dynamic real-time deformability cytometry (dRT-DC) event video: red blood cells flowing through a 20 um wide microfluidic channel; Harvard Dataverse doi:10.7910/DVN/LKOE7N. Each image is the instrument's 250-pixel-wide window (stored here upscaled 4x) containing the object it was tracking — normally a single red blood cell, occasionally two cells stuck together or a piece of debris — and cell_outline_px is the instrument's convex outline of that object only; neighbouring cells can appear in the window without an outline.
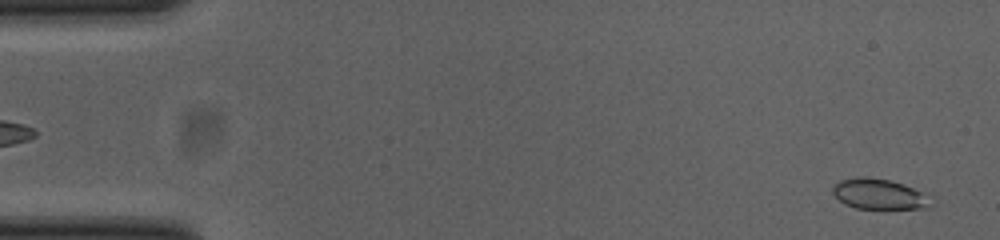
{"species": "common noctule bat (a hibernating species)", "species_latin": "Nyctalus noctula", "temperature_condition": "cold", "stored_images_in_passage": 52, "camera_frame_rate_fps": 3000, "um_per_image_px": 0.085, "animal": {"sex": "female", "body_mass_g": 23.0, "forearm_length_mm": 53.4}, "frame": {"image": 1, "passage_image": 2, "time_ms": 0.333, "image_size_px": [1000, 240], "cell_outline_px": [[932, 196], [928, 208], [856, 208], [844, 204], [832, 192], [832, 188], [840, 180], [860, 176], [868, 176], [888, 180], [904, 184]], "centroid_in_image_um": [74.73, 16.48], "position_along_channel_um": 10.3, "area_um2": 17.34}}
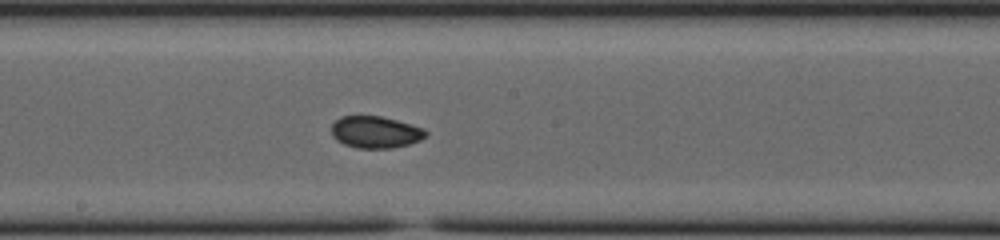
{"frame": {"image": 2, "passage_image": 28, "time_ms": 9.0, "image_size_px": [1000, 240], "cell_outline_px": [[428, 136], [420, 140], [408, 144], [392, 148], [356, 148], [344, 144], [336, 140], [332, 136], [332, 124], [340, 116], [380, 116], [396, 120], [424, 128], [428, 132]], "centroid_in_image_um": [31.92, 11.23], "position_along_channel_um": 216.3, "area_um2": 17.57}}
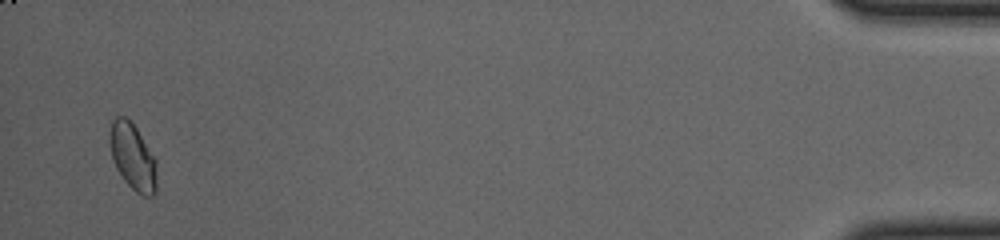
{"frame": {"image": 3, "passage_image": 51, "time_ms": 16.667, "image_size_px": [1000, 240], "cell_outline_px": [[156, 192], [152, 196], [144, 196], [136, 192], [124, 180], [116, 168], [112, 160], [108, 140], [108, 132], [112, 120], [116, 116], [124, 116], [136, 128], [156, 160]], "centroid_in_image_um": [11.25, 13.32], "position_along_channel_um": 424.0, "area_um2": 18.26}, "authors_computed_cell_mechanics": {"area_um2": 17.5423, "velocity_mm_per_s": 3.8468, "shape_relaxation_time_tau1_ms": 4.2802, "shape_relaxation_time_tau2_ms": 1.3222, "deformation_change_tau1": 0.0472, "deformation_change_tau2": 0.0403}}